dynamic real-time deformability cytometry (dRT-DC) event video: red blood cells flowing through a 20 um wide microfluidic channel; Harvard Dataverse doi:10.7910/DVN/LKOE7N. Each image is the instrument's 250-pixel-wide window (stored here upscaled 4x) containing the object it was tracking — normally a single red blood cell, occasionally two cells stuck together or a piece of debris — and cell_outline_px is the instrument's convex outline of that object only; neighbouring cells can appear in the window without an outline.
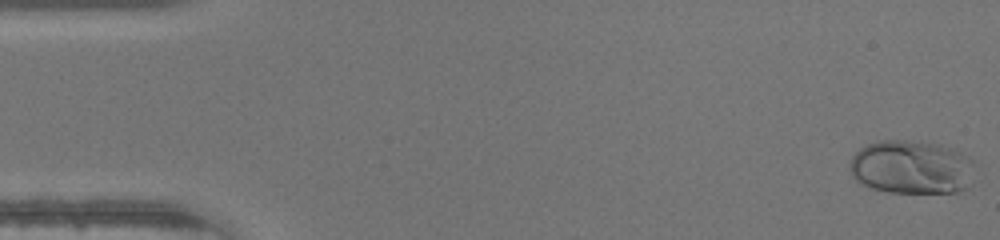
{"species": "human", "species_latin": "Homo sapiens", "temperature_condition": "warm", "stored_images_in_passage": 46, "camera_frame_rate_fps": 3000, "um_per_image_px": 0.085, "donor": {"sex": "male"}, "frame": {"image": 1, "passage_image": 1, "time_ms": 0.0, "image_size_px": [1000, 240], "cell_outline_px": [[976, 160], [964, 188], [956, 192], [888, 192], [872, 188], [856, 180], [852, 176], [848, 168], [852, 156], [860, 148], [868, 144], [880, 140], [904, 140], [936, 144], [952, 148]], "centroid_in_image_um": [77.43, 14.19], "position_along_channel_um": 7.6, "area_um2": 38.84}}
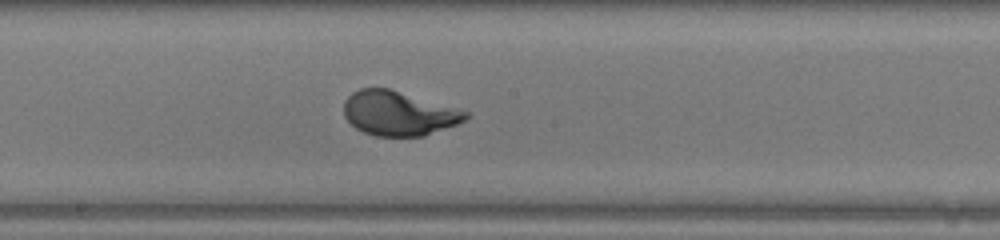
{"frame": {"image": 2, "passage_image": 25, "time_ms": 8.0, "image_size_px": [1000, 240], "cell_outline_px": [[468, 116], [464, 120], [456, 124], [424, 136], [376, 136], [364, 132], [356, 128], [344, 116], [344, 100], [352, 92], [360, 88], [388, 88], [468, 112]], "centroid_in_image_um": [33.83, 9.64], "position_along_channel_um": 214.4, "area_um2": 31.04}}
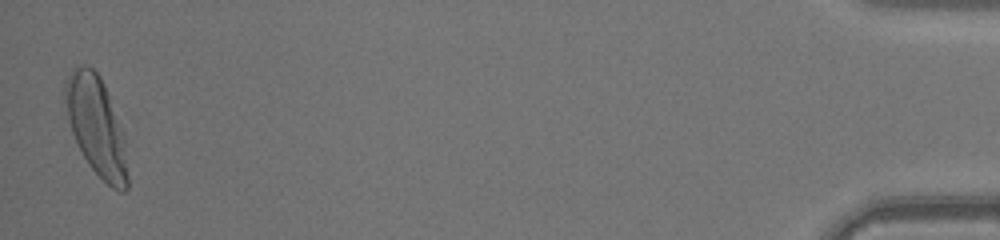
{"frame": {"image": 3, "passage_image": 46, "time_ms": 15.0, "image_size_px": [1000, 240], "cell_outline_px": [[128, 188], [124, 192], [120, 192], [112, 188], [88, 164], [72, 132], [68, 120], [64, 96], [64, 84], [72, 68], [76, 64], [84, 64], [92, 68], [100, 76], [104, 84], [124, 136], [128, 176]], "centroid_in_image_um": [8.18, 10.7], "position_along_channel_um": 427.0, "area_um2": 35.72}}